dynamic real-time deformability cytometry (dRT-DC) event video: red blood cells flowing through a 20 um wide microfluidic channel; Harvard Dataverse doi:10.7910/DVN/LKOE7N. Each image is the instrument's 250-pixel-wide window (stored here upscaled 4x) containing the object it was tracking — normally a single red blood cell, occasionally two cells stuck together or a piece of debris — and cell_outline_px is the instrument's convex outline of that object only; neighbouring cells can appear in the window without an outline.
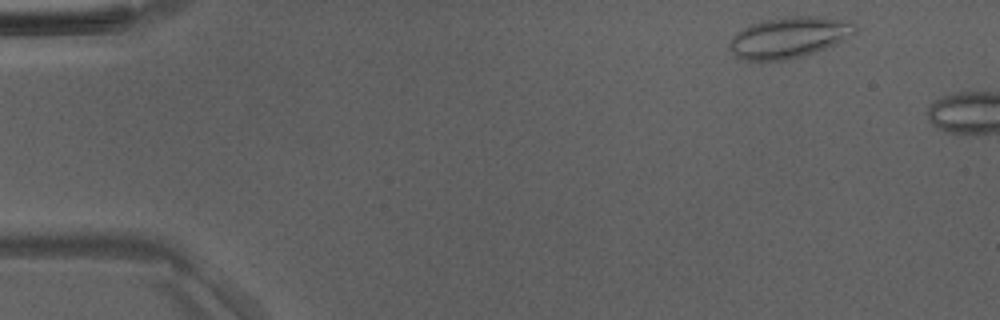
{"species": "Egyptian fruit bat (a non-hibernating species)", "species_latin": "Rousettus aegyptiacus", "temperature_condition": "room temperature", "stored_images_in_passage": 2, "camera_frame_rate_fps": 3000, "um_per_image_px": 0.085, "animal": {"sex": "male"}, "frame": {"image": 1, "passage_image": 1, "time_ms": 0.0, "image_size_px": [1000, 320], "cell_outline_px": [[856, 32], [844, 40], [816, 52], [804, 56], [784, 60], [744, 60], [736, 56], [728, 48], [728, 44], [732, 36], [736, 32], [748, 24], [764, 20], [792, 16], [816, 16], [848, 20], [856, 24]], "centroid_in_image_um": [67.05, 3.17], "position_along_channel_um": 17.9, "area_um2": 30.23}}